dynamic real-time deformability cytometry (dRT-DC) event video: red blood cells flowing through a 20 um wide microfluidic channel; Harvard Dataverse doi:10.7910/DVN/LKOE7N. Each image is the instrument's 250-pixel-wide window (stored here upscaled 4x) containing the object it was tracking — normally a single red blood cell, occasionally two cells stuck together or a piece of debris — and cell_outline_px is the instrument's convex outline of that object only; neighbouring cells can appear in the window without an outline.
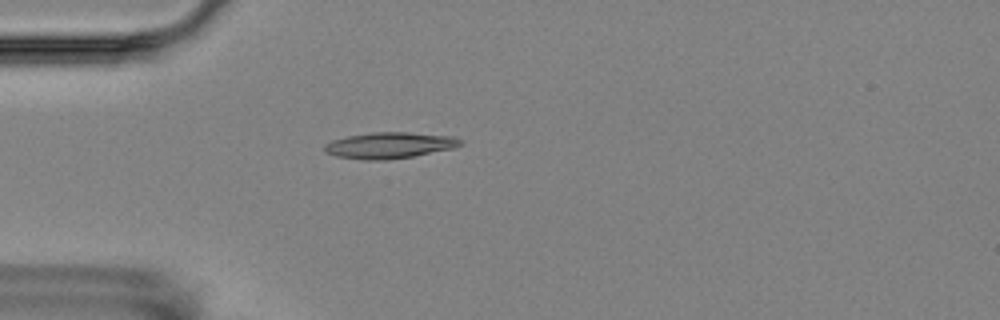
{"species": "Egyptian fruit bat (a non-hibernating species)", "species_latin": "Rousettus aegyptiacus", "temperature_condition": "room temperature", "stored_images_in_passage": 1, "camera_frame_rate_fps": 3000, "um_per_image_px": 0.085, "animal": {"sex": "female"}, "frame": {"image": 1, "passage_image": 1, "time_ms": 0.0, "image_size_px": [1000, 320], "cell_outline_px": [[460, 144], [452, 148], [412, 156], [388, 160], [360, 160], [336, 156], [324, 152], [324, 144], [332, 140], [348, 136], [372, 132], [408, 132], [452, 136], [460, 140]], "centroid_in_image_um": [33.02, 12.35], "position_along_channel_um": 52.0, "area_um2": 20.58}}